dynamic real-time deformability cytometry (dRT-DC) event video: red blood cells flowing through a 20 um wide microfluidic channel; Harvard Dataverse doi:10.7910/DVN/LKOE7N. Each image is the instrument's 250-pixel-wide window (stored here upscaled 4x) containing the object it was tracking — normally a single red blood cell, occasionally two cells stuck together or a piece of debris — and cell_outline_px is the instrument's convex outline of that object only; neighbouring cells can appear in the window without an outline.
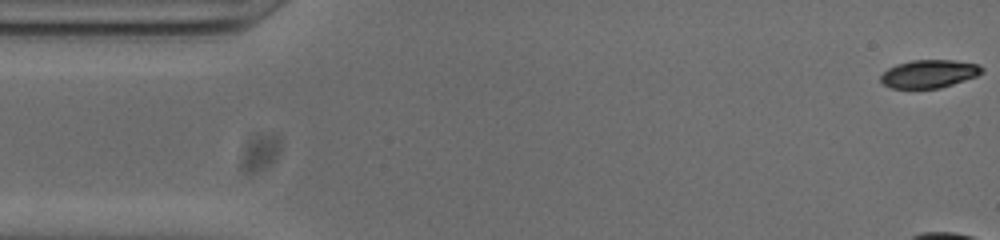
{"species": "common noctule bat (a hibernating species)", "species_latin": "Nyctalus noctula", "temperature_condition": "cold", "stored_images_in_passage": 10, "camera_frame_rate_fps": 3000, "um_per_image_px": 0.085, "animal": {"sex": "male", "body_mass_g": 20.0, "forearm_length_mm": 53.3}, "frame": {"image": 1, "passage_image": 1, "time_ms": 0.0, "image_size_px": [1000, 240], "cell_outline_px": [[984, 72], [976, 76], [940, 88], [888, 88], [880, 80], [880, 76], [888, 68], [896, 64], [912, 60], [952, 60], [980, 64], [984, 68]], "centroid_in_image_um": [78.98, 6.27], "position_along_channel_um": 6.0, "area_um2": 16.59}}